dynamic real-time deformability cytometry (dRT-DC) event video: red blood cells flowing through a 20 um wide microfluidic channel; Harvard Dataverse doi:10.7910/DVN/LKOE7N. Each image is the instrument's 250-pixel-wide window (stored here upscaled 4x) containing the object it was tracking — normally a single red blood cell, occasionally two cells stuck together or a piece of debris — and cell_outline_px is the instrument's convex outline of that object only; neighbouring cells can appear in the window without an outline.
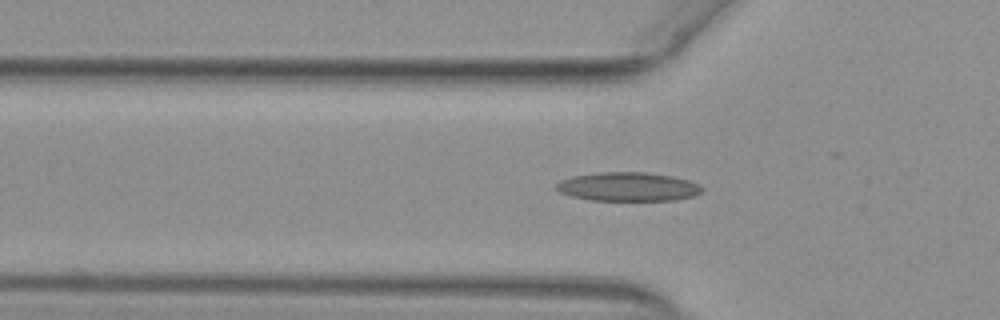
{"species": "common noctule bat (a hibernating species)", "species_latin": "Nyctalus noctula", "temperature_condition": "warm", "stored_images_in_passage": 45, "camera_frame_rate_fps": 3000, "um_per_image_px": 0.085, "animal": {"sex": "female", "body_mass_g": 29.2, "forearm_length_mm": 56.3}, "frame": {"image": 1, "passage_image": 18, "time_ms": 5.667, "image_size_px": [1000, 320], "cell_outline_px": [[704, 192], [696, 196], [676, 200], [592, 200], [572, 196], [560, 192], [556, 188], [556, 184], [560, 180], [572, 176], [600, 172], [644, 172], [672, 176], [688, 180], [704, 188]], "centroid_in_image_um": [53.41, 15.87], "position_along_channel_um": 72.4, "area_um2": 24.51}}
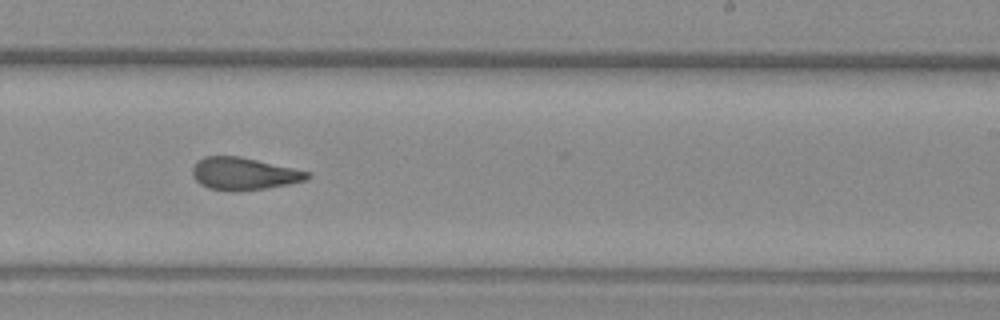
{"frame": {"image": 2, "passage_image": 33, "time_ms": 10.667, "image_size_px": [1000, 320], "cell_outline_px": [[312, 176], [308, 180], [288, 184], [264, 188], [208, 188], [200, 184], [192, 176], [192, 168], [204, 156], [240, 156], [312, 172]], "centroid_in_image_um": [20.79, 14.72], "position_along_channel_um": 268.2, "area_um2": 20.98}}
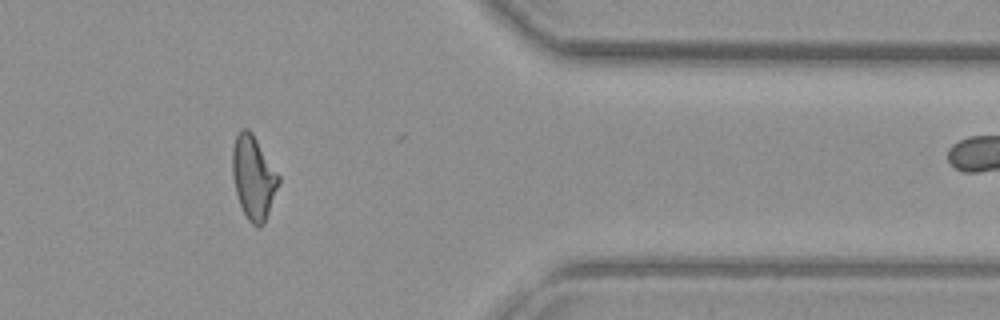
{"frame": {"image": 3, "passage_image": 44, "time_ms": 14.333, "image_size_px": [1000, 320], "cell_outline_px": [[280, 184], [264, 224], [256, 228], [248, 220], [240, 204], [236, 192], [232, 176], [232, 148], [236, 136], [240, 128], [248, 128], [252, 132], [280, 176]], "centroid_in_image_um": [21.55, 15.08], "position_along_channel_um": 389.9, "area_um2": 22.66}, "authors_computed_cell_mechanics": {"area_um2": 22.253, "velocity_mm_per_s": 3.9101, "shape_relaxation_time_tau1_ms": null, "shape_relaxation_time_tau2_ms": 2.3009, "deformation_change_tau1": null, "deformation_change_tau2": 0.0987}}